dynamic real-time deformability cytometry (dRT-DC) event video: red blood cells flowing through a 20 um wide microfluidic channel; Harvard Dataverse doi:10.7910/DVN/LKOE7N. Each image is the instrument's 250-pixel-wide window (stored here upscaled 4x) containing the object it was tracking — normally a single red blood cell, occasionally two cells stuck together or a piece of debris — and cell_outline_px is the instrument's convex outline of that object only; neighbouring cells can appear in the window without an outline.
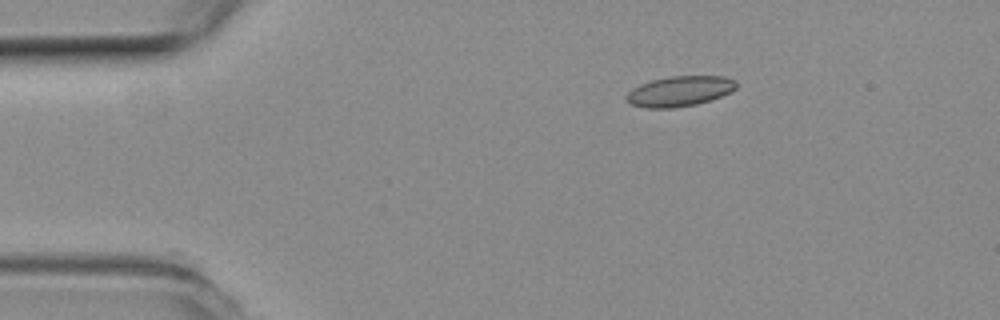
{"species": "common noctule bat (a hibernating species)", "species_latin": "Nyctalus noctula", "temperature_condition": "room temperature", "stored_images_in_passage": 46, "camera_frame_rate_fps": 3000, "um_per_image_px": 0.085, "animal": {"sex": "female", "body_mass_g": 19.3, "forearm_length_mm": 54.1}, "frame": {"image": 1, "passage_image": 1, "time_ms": 0.0, "image_size_px": [1000, 320], "cell_outline_px": [[736, 88], [732, 92], [696, 104], [672, 108], [644, 108], [632, 104], [624, 96], [632, 88], [640, 84], [652, 80], [672, 76], [724, 76], [736, 80]], "centroid_in_image_um": [57.77, 7.75], "position_along_channel_um": 27.2, "area_um2": 19.31}}
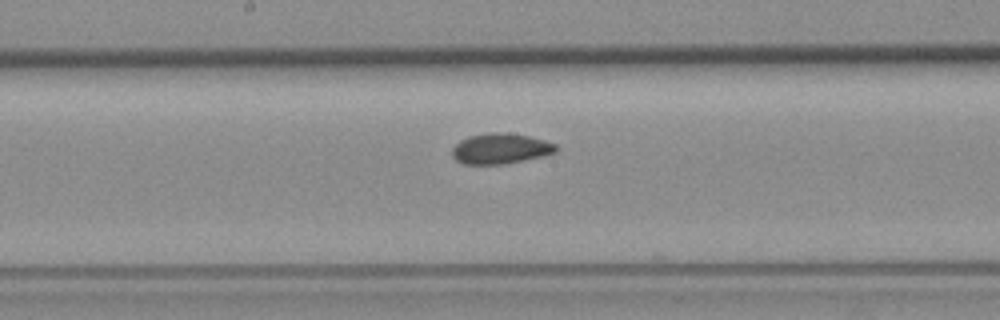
{"frame": {"image": 2, "passage_image": 20, "time_ms": 6.333, "image_size_px": [1000, 320], "cell_outline_px": [[560, 148], [556, 152], [544, 156], [504, 164], [464, 164], [456, 160], [452, 156], [452, 148], [460, 140], [468, 136], [492, 132], [504, 132], [528, 136], [544, 140], [556, 144]], "centroid_in_image_um": [42.56, 12.63], "position_along_channel_um": 205.6, "area_um2": 18.55}}
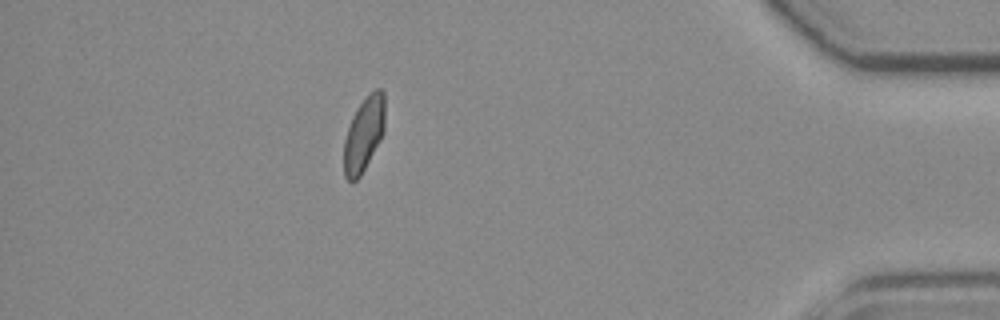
{"frame": {"image": 3, "passage_image": 40, "time_ms": 13.0, "image_size_px": [1000, 320], "cell_outline_px": [[384, 132], [380, 140], [360, 176], [356, 180], [348, 180], [344, 176], [344, 140], [352, 116], [356, 108], [368, 92], [376, 88], [380, 88], [384, 92]], "centroid_in_image_um": [30.93, 11.35], "position_along_channel_um": 404.3, "area_um2": 17.8}, "authors_computed_cell_mechanics": {"area_um2": 18.3226, "velocity_mm_per_s": 3.7515, "shape_relaxation_time_tau1_ms": null, "shape_relaxation_time_tau2_ms": 1.8674, "deformation_change_tau1": null, "deformation_change_tau2": 0.0532}}